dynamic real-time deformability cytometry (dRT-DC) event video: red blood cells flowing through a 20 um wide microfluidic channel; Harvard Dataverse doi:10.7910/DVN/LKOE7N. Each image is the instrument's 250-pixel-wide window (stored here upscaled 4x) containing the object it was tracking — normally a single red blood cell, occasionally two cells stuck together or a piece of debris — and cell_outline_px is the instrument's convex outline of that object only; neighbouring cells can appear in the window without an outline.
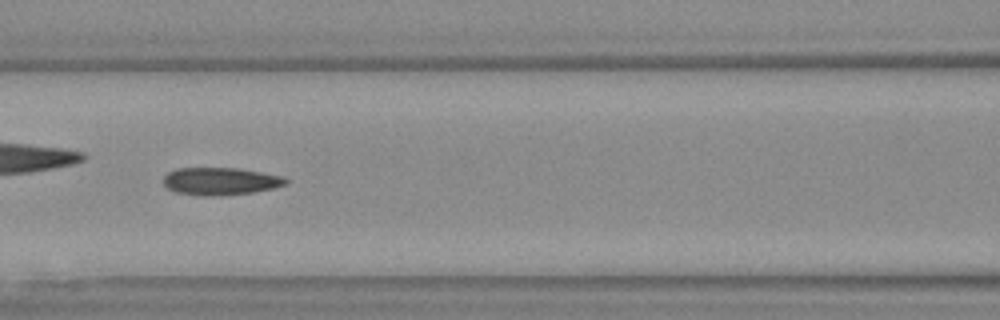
{"species": "Egyptian fruit bat (a non-hibernating species)", "species_latin": "Rousettus aegyptiacus", "temperature_condition": "warm", "stored_images_in_passage": 48, "camera_frame_rate_fps": 3000, "um_per_image_px": 0.085, "animal": {"sex": "female"}, "frame": {"image": 1, "passage_image": 21, "time_ms": 6.667, "image_size_px": [1000, 320], "cell_outline_px": [[288, 184], [272, 188], [252, 192], [208, 196], [200, 196], [176, 192], [168, 188], [164, 184], [164, 176], [168, 172], [176, 168], [236, 168], [284, 176], [288, 180]], "centroid_in_image_um": [18.73, 15.4], "position_along_channel_um": 147.9, "area_um2": 19.48}}